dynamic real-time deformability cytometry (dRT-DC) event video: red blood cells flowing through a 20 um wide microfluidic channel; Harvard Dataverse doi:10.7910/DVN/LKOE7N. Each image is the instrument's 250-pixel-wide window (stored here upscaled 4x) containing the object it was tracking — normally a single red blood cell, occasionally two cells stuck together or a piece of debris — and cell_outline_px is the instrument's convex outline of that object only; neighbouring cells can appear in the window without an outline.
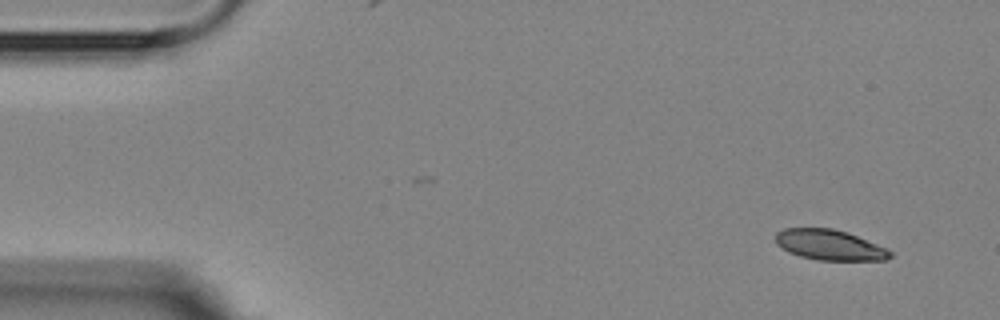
{"species": "Egyptian fruit bat (a non-hibernating species)", "species_latin": "Rousettus aegyptiacus", "temperature_condition": "room temperature", "stored_images_in_passage": 5, "camera_frame_rate_fps": 3000, "um_per_image_px": 0.085, "animal": {"sex": "female"}, "frame": {"image": 1, "passage_image": 1, "time_ms": 0.0, "image_size_px": [1000, 320], "cell_outline_px": [[892, 256], [884, 260], [820, 260], [800, 256], [788, 252], [776, 244], [776, 232], [784, 228], [832, 228], [848, 232], [876, 244], [892, 252]], "centroid_in_image_um": [70.48, 20.81], "position_along_channel_um": 14.5, "area_um2": 20.17}}